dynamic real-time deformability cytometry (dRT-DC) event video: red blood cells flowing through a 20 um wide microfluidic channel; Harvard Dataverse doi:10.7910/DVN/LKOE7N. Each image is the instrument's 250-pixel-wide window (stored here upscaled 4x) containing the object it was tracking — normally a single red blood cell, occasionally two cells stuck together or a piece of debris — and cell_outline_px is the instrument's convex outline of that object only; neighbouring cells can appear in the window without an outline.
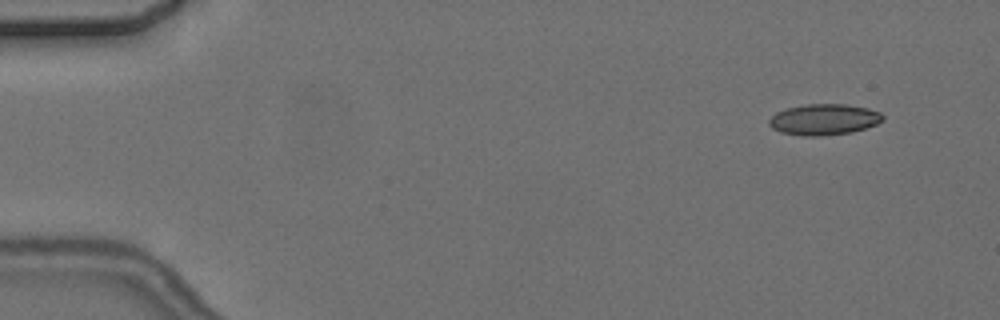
{"species": "common noctule bat (a hibernating species)", "species_latin": "Nyctalus noctula", "temperature_condition": "cold", "stored_images_in_passage": 6, "camera_frame_rate_fps": 3000, "um_per_image_px": 0.085, "animal": {"sex": "female", "body_mass_g": 24.6, "forearm_length_mm": 56.2}, "frame": {"image": 1, "passage_image": 2, "time_ms": 1.333, "image_size_px": [1000, 320], "cell_outline_px": [[884, 120], [876, 124], [852, 132], [820, 136], [804, 136], [780, 132], [772, 128], [768, 124], [768, 120], [776, 112], [788, 108], [804, 104], [844, 104], [868, 108], [880, 112], [884, 116]], "centroid_in_image_um": [70.03, 10.15], "position_along_channel_um": 15.0, "area_um2": 20.58}}
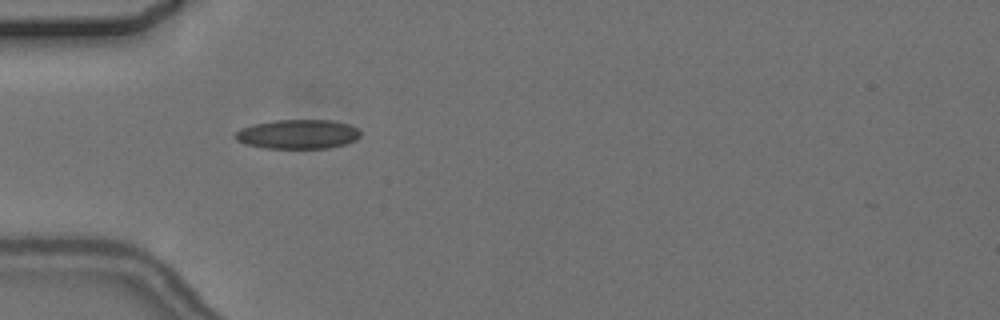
{"frame": {"image": 2, "passage_image": 5, "time_ms": 5.667, "image_size_px": [1000, 320], "cell_outline_px": [[360, 136], [356, 140], [344, 144], [328, 148], [264, 148], [244, 144], [236, 140], [232, 136], [240, 128], [256, 124], [276, 120], [332, 120], [348, 124], [356, 128], [360, 132]], "centroid_in_image_um": [25.29, 11.41], "position_along_channel_um": 59.7, "area_um2": 21.39}}
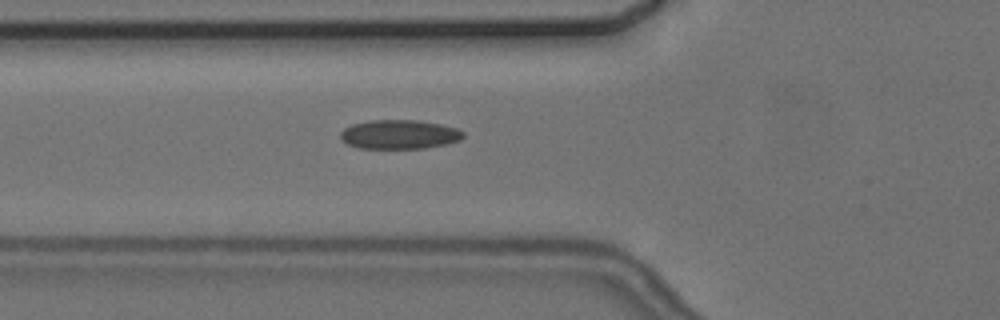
{"frame": {"image": 3, "passage_image": 6, "time_ms": 6.667, "image_size_px": [1000, 320], "cell_outline_px": [[464, 136], [460, 140], [444, 144], [424, 148], [356, 148], [348, 144], [340, 136], [340, 132], [344, 128], [352, 124], [368, 120], [416, 120], [440, 124], [456, 128], [464, 132]], "centroid_in_image_um": [33.92, 11.42], "position_along_channel_um": 91.9, "area_um2": 20.75}}